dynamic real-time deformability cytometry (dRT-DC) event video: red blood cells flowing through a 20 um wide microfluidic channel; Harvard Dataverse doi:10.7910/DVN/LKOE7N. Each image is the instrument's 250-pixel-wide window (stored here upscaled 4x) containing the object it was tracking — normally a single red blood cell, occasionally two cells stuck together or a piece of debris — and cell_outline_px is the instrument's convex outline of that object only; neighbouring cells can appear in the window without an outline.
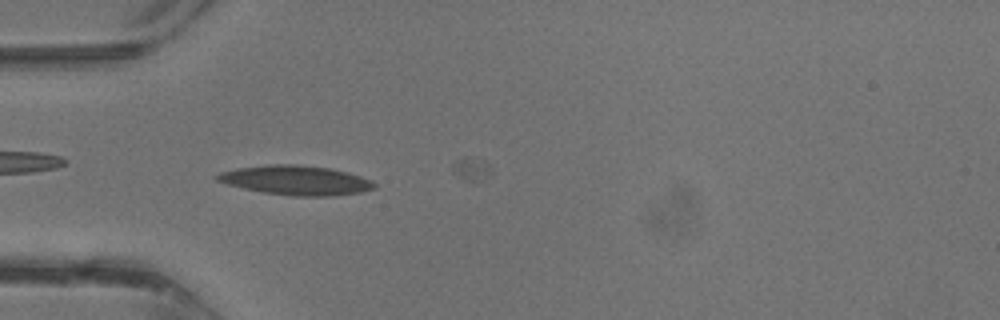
{"species": "common noctule bat (a hibernating species)", "species_latin": "Nyctalus noctula", "temperature_condition": "warm", "stored_images_in_passage": 11, "camera_frame_rate_fps": 3000, "um_per_image_px": 0.085, "animal": {"sex": "male", "body_mass_g": 13.3}, "frame": {"image": 1, "passage_image": 4, "time_ms": 1.0, "image_size_px": [1000, 320], "cell_outline_px": [[376, 188], [360, 192], [332, 196], [292, 196], [264, 192], [244, 188], [228, 184], [216, 180], [216, 176], [220, 172], [236, 168], [268, 164], [296, 164], [328, 168], [348, 172], [372, 180], [376, 184]], "centroid_in_image_um": [25.17, 15.32], "position_along_channel_um": 59.8, "area_um2": 26.88}}
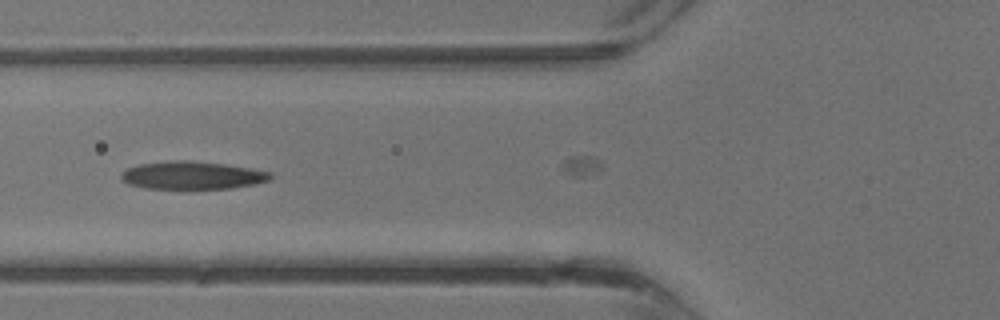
{"frame": {"image": 2, "passage_image": 7, "time_ms": 2.0, "image_size_px": [1000, 320], "cell_outline_px": [[276, 176], [268, 180], [252, 184], [232, 188], [184, 192], [144, 188], [128, 184], [120, 180], [120, 172], [128, 168], [140, 164], [180, 160], [188, 160], [224, 164], [252, 168], [272, 172]], "centroid_in_image_um": [16.32, 14.96], "position_along_channel_um": 109.5, "area_um2": 25.43}}